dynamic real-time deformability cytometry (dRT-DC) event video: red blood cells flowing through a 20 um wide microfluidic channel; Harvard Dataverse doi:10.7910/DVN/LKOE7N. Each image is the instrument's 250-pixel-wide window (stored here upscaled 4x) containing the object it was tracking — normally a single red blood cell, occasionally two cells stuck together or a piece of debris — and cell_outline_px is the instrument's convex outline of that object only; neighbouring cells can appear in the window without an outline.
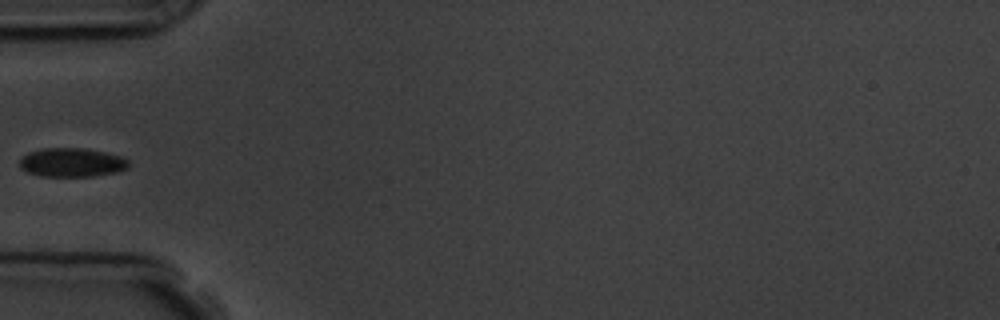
{"species": "common noctule bat (a hibernating species)", "species_latin": "Nyctalus noctula", "temperature_condition": "room temperature", "stored_images_in_passage": 2, "camera_frame_rate_fps": 3000, "um_per_image_px": 0.085, "animal": {"sex": "male", "body_mass_g": 19.5, "forearm_length_mm": 54.6}, "frame": {"image": 1, "passage_image": 2, "time_ms": 1.0, "image_size_px": [1000, 320], "cell_outline_px": [[128, 168], [116, 172], [92, 176], [40, 176], [28, 172], [20, 168], [20, 156], [28, 152], [44, 148], [84, 148], [104, 152], [120, 156], [128, 160]], "centroid_in_image_um": [6.07, 13.8], "position_along_channel_um": 78.9, "area_um2": 18.32}}